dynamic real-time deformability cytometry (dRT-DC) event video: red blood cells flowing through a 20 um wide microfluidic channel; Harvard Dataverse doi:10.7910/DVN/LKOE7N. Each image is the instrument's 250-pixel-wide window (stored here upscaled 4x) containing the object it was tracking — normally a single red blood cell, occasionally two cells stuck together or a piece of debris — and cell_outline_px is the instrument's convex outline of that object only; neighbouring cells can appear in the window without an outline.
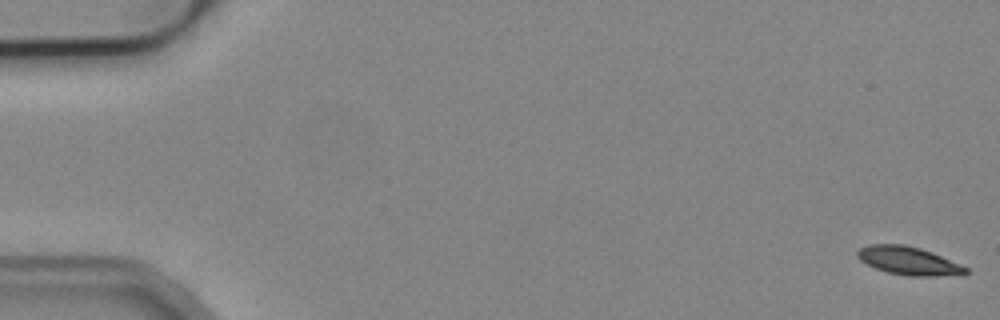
{"species": "common noctule bat (a hibernating species)", "species_latin": "Nyctalus noctula", "temperature_condition": "cold", "stored_images_in_passage": 5, "camera_frame_rate_fps": 3000, "um_per_image_px": 0.085, "animal": {"sex": "male", "body_mass_g": 19.2, "forearm_length_mm": 51.8}, "frame": {"image": 1, "passage_image": 1, "time_ms": 0.0, "image_size_px": [1000, 320], "cell_outline_px": [[968, 272], [964, 276], [908, 276], [888, 272], [876, 268], [860, 260], [856, 256], [856, 252], [860, 248], [868, 244], [904, 244], [920, 248], [932, 252], [960, 264], [968, 268]], "centroid_in_image_um": [77.27, 22.17], "position_along_channel_um": 7.7, "area_um2": 17.98}}